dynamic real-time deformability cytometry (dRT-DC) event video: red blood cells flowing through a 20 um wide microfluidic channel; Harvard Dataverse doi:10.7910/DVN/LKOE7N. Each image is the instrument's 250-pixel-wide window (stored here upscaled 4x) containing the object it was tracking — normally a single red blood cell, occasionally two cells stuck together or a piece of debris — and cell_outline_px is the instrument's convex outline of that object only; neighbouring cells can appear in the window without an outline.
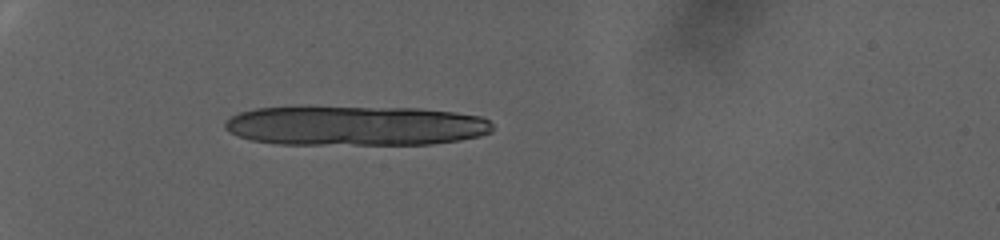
{"species": "human", "species_latin": "Homo sapiens", "temperature_condition": "warm", "stored_images_in_passage": 7, "camera_frame_rate_fps": 3000, "um_per_image_px": 0.085, "donor": {"sex": "female"}, "frame": {"image": 1, "passage_image": 1, "time_ms": 0.0, "image_size_px": [1000, 240], "cell_outline_px": [[492, 132], [480, 136], [460, 140], [432, 144], [280, 144], [252, 140], [228, 132], [224, 128], [224, 124], [232, 116], [240, 112], [256, 108], [420, 108], [456, 112], [480, 116], [488, 120], [492, 124]], "centroid_in_image_um": [30.27, 10.7], "position_along_channel_um": 54.7, "area_um2": 61.56}}